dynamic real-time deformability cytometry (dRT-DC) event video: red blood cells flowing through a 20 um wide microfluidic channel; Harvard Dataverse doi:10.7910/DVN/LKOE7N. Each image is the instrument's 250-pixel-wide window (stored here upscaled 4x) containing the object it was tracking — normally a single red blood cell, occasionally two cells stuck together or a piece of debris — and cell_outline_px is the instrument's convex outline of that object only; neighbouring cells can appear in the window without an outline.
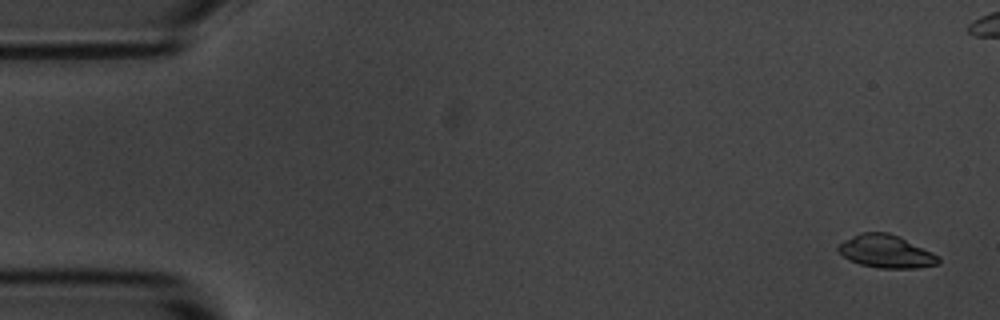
{"species": "common noctule bat (a hibernating species)", "species_latin": "Nyctalus noctula", "temperature_condition": "room temperature", "stored_images_in_passage": 5, "camera_frame_rate_fps": 3000, "um_per_image_px": 0.085, "animal": {"sex": "male", "body_mass_g": 20.1, "forearm_length_mm": 53.5}, "frame": {"image": 1, "passage_image": 1, "time_ms": 0.0, "image_size_px": [1000, 320], "cell_outline_px": [[940, 264], [916, 268], [880, 268], [860, 264], [848, 260], [836, 248], [844, 240], [860, 232], [888, 232], [900, 236], [940, 256]], "centroid_in_image_um": [75.34, 21.37], "position_along_channel_um": 9.7, "area_um2": 19.31}}